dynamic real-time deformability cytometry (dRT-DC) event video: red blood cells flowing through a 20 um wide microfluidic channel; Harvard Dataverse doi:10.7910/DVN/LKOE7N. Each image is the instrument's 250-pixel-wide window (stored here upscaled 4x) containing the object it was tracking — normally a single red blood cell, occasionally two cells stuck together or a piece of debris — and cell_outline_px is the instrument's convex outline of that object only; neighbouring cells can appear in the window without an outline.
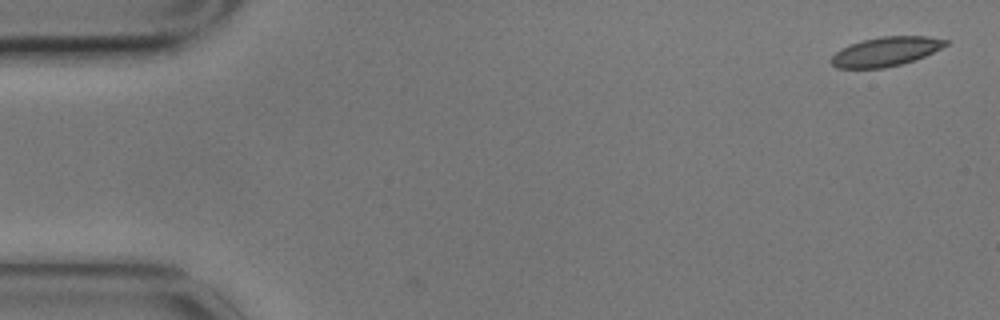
{"species": "common noctule bat (a hibernating species)", "species_latin": "Nyctalus noctula", "temperature_condition": "cold", "stored_images_in_passage": 5, "camera_frame_rate_fps": 3000, "um_per_image_px": 0.085, "animal": {"sex": "male", "body_mass_g": 17.9}, "frame": {"image": 1, "passage_image": 1, "time_ms": 0.0, "image_size_px": [1000, 320], "cell_outline_px": [[948, 44], [916, 60], [884, 68], [836, 68], [832, 64], [832, 56], [836, 52], [852, 44], [864, 40], [880, 36], [928, 36], [948, 40]], "centroid_in_image_um": [75.32, 4.38], "position_along_channel_um": 9.7, "area_um2": 19.19}}
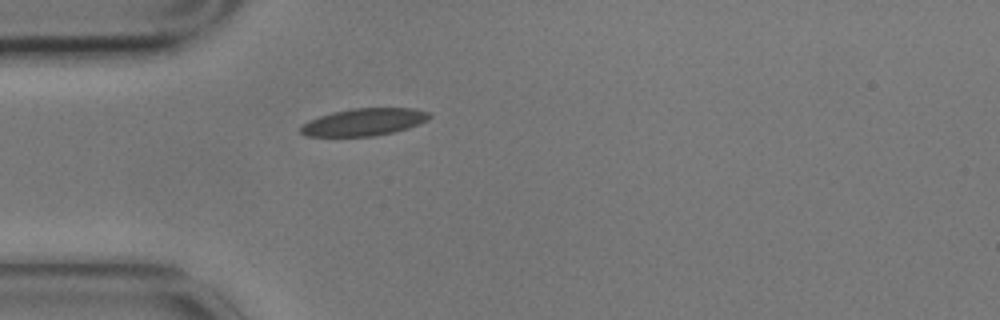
{"frame": {"image": 2, "passage_image": 5, "time_ms": 1.333, "image_size_px": [1000, 320], "cell_outline_px": [[432, 116], [428, 120], [420, 124], [408, 128], [392, 132], [372, 136], [304, 136], [300, 132], [300, 128], [308, 120], [332, 112], [352, 108], [412, 108], [428, 112]], "centroid_in_image_um": [30.94, 10.37], "position_along_channel_um": 54.1, "area_um2": 20.46}}